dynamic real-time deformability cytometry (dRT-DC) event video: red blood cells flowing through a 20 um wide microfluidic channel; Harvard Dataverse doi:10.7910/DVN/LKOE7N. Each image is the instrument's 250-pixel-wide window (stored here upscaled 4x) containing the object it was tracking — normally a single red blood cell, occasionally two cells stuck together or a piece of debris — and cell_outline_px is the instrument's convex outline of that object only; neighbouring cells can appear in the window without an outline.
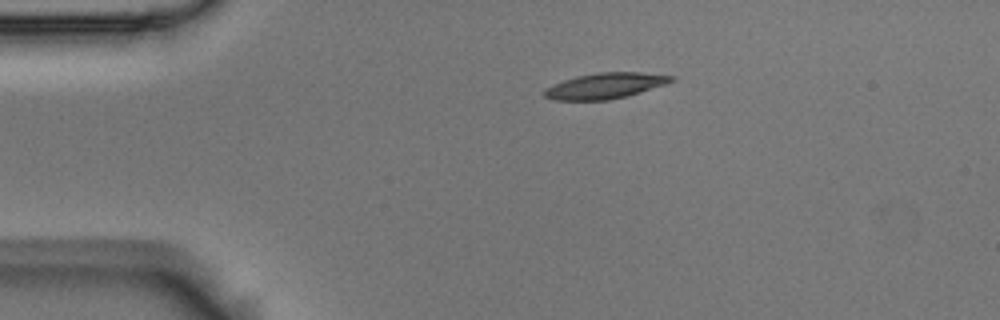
{"species": "Egyptian fruit bat (a non-hibernating species)", "species_latin": "Rousettus aegyptiacus", "temperature_condition": "room temperature", "stored_images_in_passage": 45, "camera_frame_rate_fps": 3000, "um_per_image_px": 0.085, "animal": {"sex": "male"}, "frame": {"image": 1, "passage_image": 1, "time_ms": 0.0, "image_size_px": [1000, 320], "cell_outline_px": [[676, 80], [628, 96], [608, 100], [552, 100], [544, 96], [544, 88], [564, 80], [576, 76], [600, 72], [640, 72], [676, 76]], "centroid_in_image_um": [51.44, 7.29], "position_along_channel_um": 33.6, "area_um2": 19.02}}
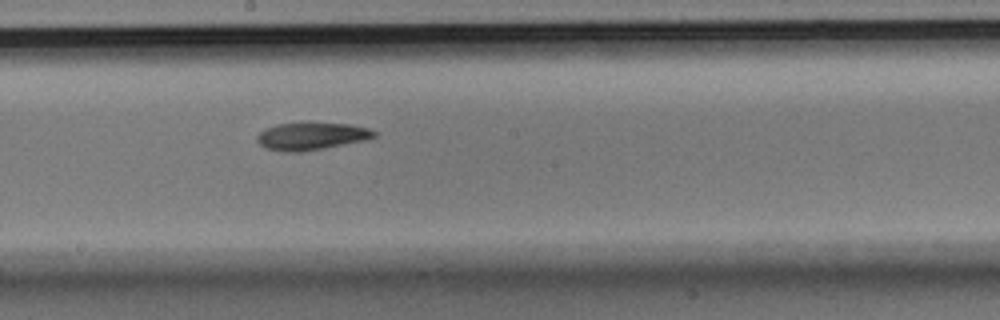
{"frame": {"image": 2, "passage_image": 20, "time_ms": 6.333, "image_size_px": [1000, 320], "cell_outline_px": [[376, 136], [364, 140], [324, 148], [300, 152], [284, 152], [264, 148], [256, 140], [256, 136], [264, 128], [276, 124], [304, 120], [308, 120], [348, 124], [368, 128], [376, 132]], "centroid_in_image_um": [26.41, 11.53], "position_along_channel_um": 221.8, "area_um2": 19.48}}
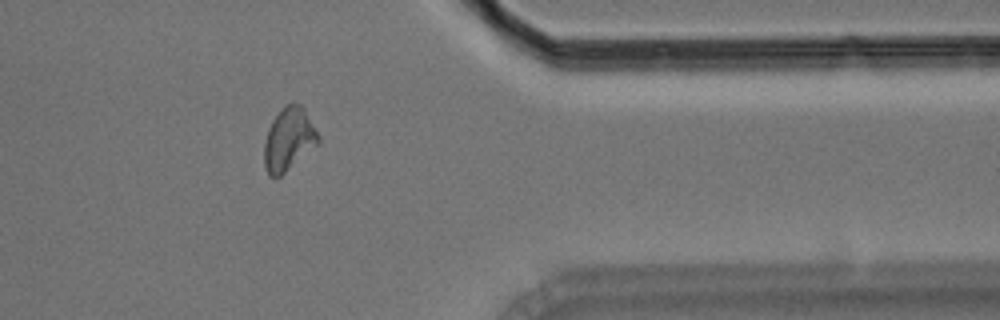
{"frame": {"image": 3, "passage_image": 35, "time_ms": 11.333, "image_size_px": [1000, 320], "cell_outline_px": [[320, 140], [316, 144], [280, 176], [268, 176], [264, 164], [264, 144], [268, 128], [272, 120], [280, 108], [284, 104], [300, 104], [304, 108], [320, 136]], "centroid_in_image_um": [24.51, 11.8], "position_along_channel_um": 386.9, "area_um2": 19.54}, "authors_computed_cell_mechanics": {"area_um2": 19.0162, "velocity_mm_per_s": 3.6126, "shape_relaxation_time_tau1_ms": 5.7432, "shape_relaxation_time_tau2_ms": null, "deformation_change_tau1": 0.1628, "deformation_change_tau2": null}}